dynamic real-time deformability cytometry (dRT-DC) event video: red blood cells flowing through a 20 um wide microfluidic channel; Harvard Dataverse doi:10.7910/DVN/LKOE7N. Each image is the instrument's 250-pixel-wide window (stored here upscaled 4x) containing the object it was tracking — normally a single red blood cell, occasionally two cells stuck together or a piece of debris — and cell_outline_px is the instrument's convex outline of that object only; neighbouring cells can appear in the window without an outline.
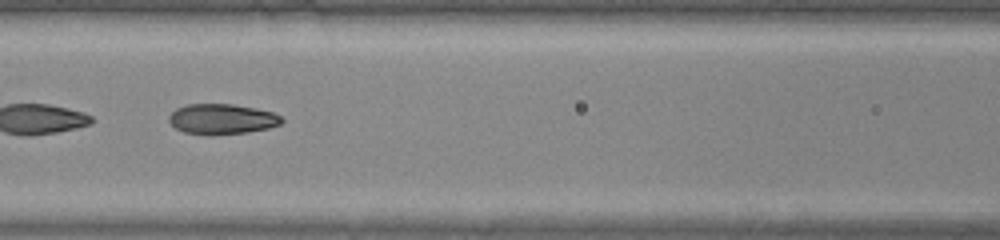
{"species": "common noctule bat (a hibernating species)", "species_latin": "Nyctalus noctula", "temperature_condition": "warm", "stored_images_in_passage": 32, "camera_frame_rate_fps": 3000, "um_per_image_px": 0.085, "animal": {"sex": "male", "body_mass_g": 20.0, "forearm_length_mm": 53.3}, "frame": {"image": 1, "passage_image": 23, "time_ms": 7.333, "image_size_px": [1000, 240], "cell_outline_px": [[284, 120], [280, 124], [268, 128], [248, 132], [212, 136], [208, 136], [184, 132], [176, 128], [168, 120], [168, 116], [176, 108], [188, 104], [232, 104], [256, 108], [272, 112], [280, 116]], "centroid_in_image_um": [18.85, 10.13], "position_along_channel_um": 147.8, "area_um2": 20.11}}